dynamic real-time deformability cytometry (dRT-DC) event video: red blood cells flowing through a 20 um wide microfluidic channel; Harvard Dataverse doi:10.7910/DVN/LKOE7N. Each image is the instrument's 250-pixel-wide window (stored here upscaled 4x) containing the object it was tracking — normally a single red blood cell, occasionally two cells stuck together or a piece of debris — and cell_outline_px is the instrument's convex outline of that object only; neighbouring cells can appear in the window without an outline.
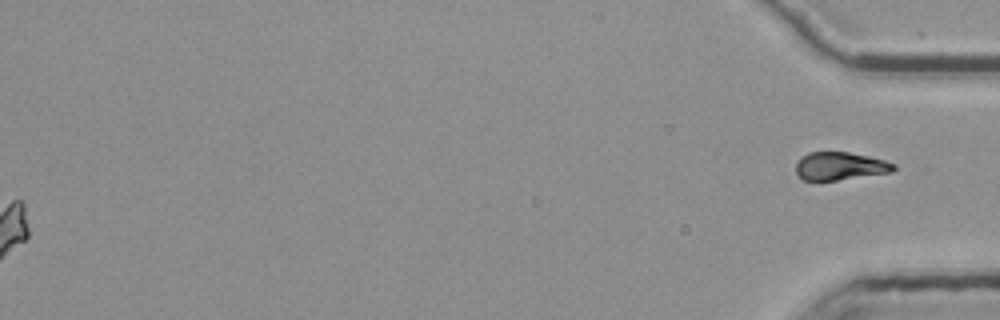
{"species": "common noctule bat (a hibernating species)", "species_latin": "Nyctalus noctula", "temperature_condition": "room temperature", "stored_images_in_passage": 50, "segment_of_instrument_passage": [2, 2], "camera_frame_rate_fps": 3000, "um_per_image_px": 0.085, "animal": {"sex": "female", "body_mass_g": 25.1}, "frame": {"image": 1, "passage_image": 50, "time_ms": 16.333, "image_size_px": [1000, 320], "cell_outline_px": [[896, 168], [892, 172], [836, 180], [804, 180], [796, 172], [796, 164], [800, 156], [808, 152], [848, 152], [868, 156], [884, 160], [896, 164]], "centroid_in_image_um": [71.4, 14.11], "position_along_channel_um": 363.8, "area_um2": 15.9}}